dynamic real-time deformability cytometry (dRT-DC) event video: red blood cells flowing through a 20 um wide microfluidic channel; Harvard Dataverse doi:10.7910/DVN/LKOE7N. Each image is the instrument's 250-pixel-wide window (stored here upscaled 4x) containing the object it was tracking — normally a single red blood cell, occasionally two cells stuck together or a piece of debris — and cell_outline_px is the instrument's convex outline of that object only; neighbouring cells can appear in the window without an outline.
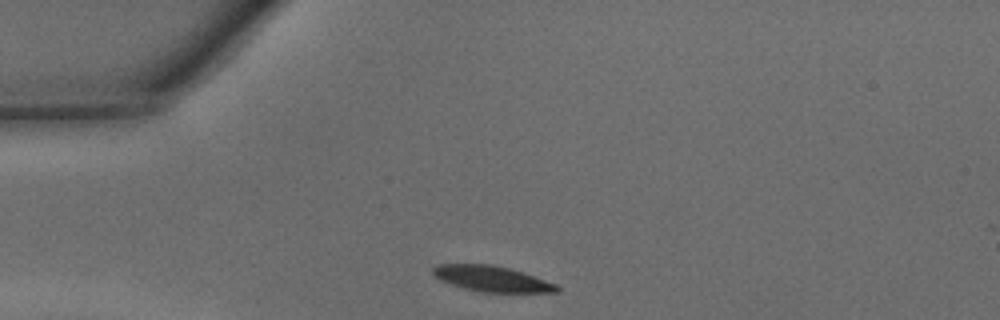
{"species": "common noctule bat (a hibernating species)", "species_latin": "Nyctalus noctula", "temperature_condition": "warm", "stored_images_in_passage": 26, "camera_frame_rate_fps": 3000, "um_per_image_px": 0.085, "animal": {"sex": "male", "body_mass_g": 15.6}, "frame": {"image": 1, "passage_image": 1, "time_ms": 0.0, "image_size_px": [1000, 320], "cell_outline_px": [[560, 292], [480, 292], [464, 288], [440, 280], [432, 272], [432, 268], [436, 264], [492, 264], [508, 268], [556, 284], [560, 288]], "centroid_in_image_um": [41.77, 23.69], "position_along_channel_um": 43.2, "area_um2": 18.26}}
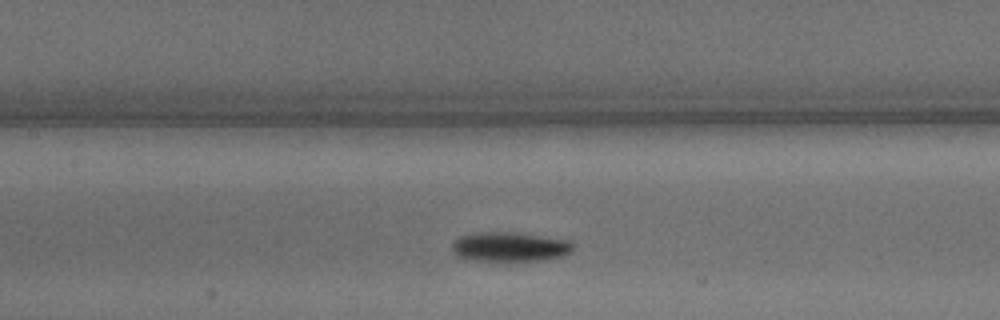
{"frame": {"image": 2, "passage_image": 11, "time_ms": 3.333, "image_size_px": [1000, 320], "cell_outline_px": [[572, 252], [564, 256], [544, 260], [516, 264], [468, 260], [456, 256], [452, 252], [452, 244], [460, 236], [472, 232], [516, 232], [568, 240], [572, 244]], "centroid_in_image_um": [43.3, 21.03], "position_along_channel_um": 164.1, "area_um2": 21.96}}
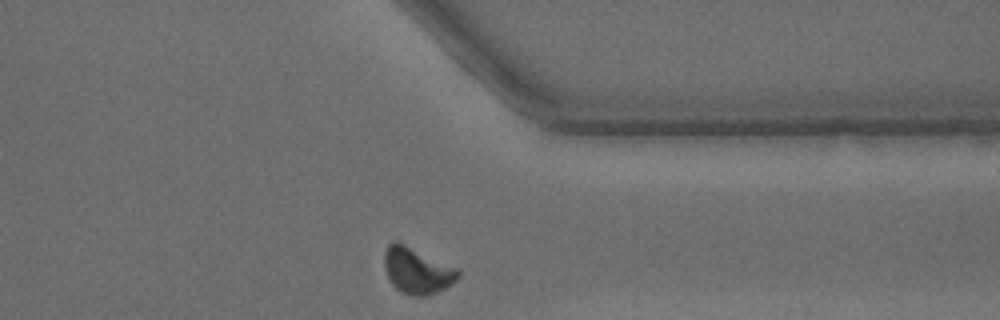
{"frame": {"image": 3, "passage_image": 26, "time_ms": 8.333, "image_size_px": [1000, 320], "cell_outline_px": [[460, 276], [456, 280], [444, 288], [428, 296], [412, 296], [400, 292], [388, 280], [384, 268], [384, 252], [388, 244], [396, 240], [460, 268]], "centroid_in_image_um": [35.45, 22.99], "position_along_channel_um": 376.0, "area_um2": 20.23}, "authors_computed_cell_mechanics": {"area_um2": 19.9121, "velocity_mm_per_s": 4.3172, "shape_relaxation_time_tau1_ms": 2.742, "shape_relaxation_time_tau2_ms": null, "deformation_change_tau1": 0.1344, "deformation_change_tau2": null}}